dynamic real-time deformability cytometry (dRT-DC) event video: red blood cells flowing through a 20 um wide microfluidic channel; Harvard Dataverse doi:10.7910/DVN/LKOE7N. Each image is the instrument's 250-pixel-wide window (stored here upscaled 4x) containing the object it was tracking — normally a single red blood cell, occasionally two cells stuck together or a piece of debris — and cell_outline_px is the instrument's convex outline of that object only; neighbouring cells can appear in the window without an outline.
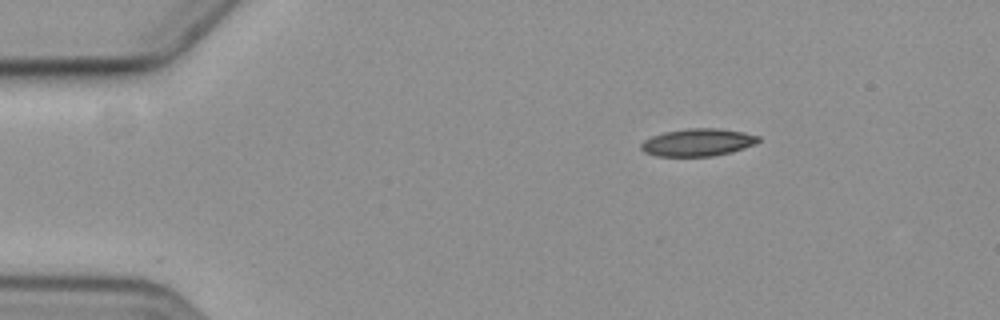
{"species": "common noctule bat (a hibernating species)", "species_latin": "Nyctalus noctula", "temperature_condition": "cold", "stored_images_in_passage": 3, "camera_frame_rate_fps": 3000, "um_per_image_px": 0.085, "animal": {"sex": "female", "body_mass_g": 19.3, "forearm_length_mm": 54.1}, "frame": {"image": 1, "passage_image": 1, "time_ms": 0.0, "image_size_px": [1000, 320], "cell_outline_px": [[760, 140], [756, 144], [732, 152], [712, 156], [656, 156], [644, 152], [640, 148], [640, 144], [644, 140], [652, 136], [664, 132], [688, 128], [716, 128], [744, 132], [760, 136]], "centroid_in_image_um": [59.32, 12.1], "position_along_channel_um": 25.7, "area_um2": 18.9}}